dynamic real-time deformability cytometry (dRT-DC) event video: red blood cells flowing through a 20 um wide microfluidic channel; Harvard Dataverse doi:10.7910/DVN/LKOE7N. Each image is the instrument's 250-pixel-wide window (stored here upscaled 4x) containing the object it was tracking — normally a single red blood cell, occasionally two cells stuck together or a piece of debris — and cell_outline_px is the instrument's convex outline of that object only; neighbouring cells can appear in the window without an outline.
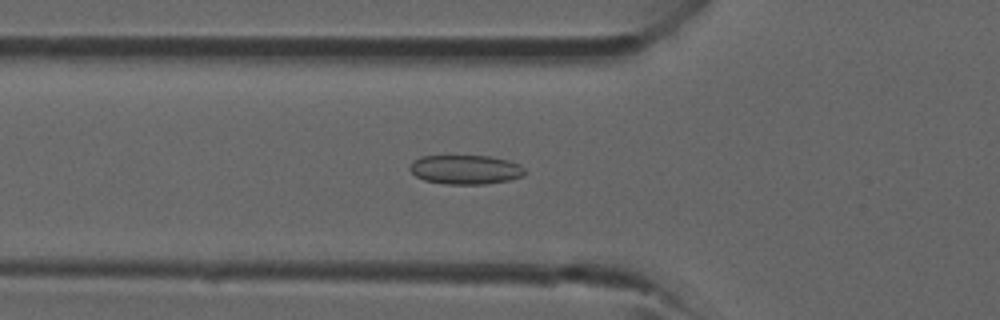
{"species": "common noctule bat (a hibernating species)", "species_latin": "Nyctalus noctula", "temperature_condition": "room temperature", "stored_images_in_passage": 32, "camera_frame_rate_fps": 3000, "um_per_image_px": 0.085, "animal": {"sex": "male", "forearm_length_mm": 52.5}, "frame": {"image": 1, "passage_image": 9, "time_ms": 2.667, "image_size_px": [1000, 320], "cell_outline_px": [[528, 172], [524, 176], [508, 180], [484, 184], [444, 184], [424, 180], [416, 176], [408, 168], [412, 160], [420, 156], [488, 156], [508, 160], [520, 164]], "centroid_in_image_um": [39.57, 14.41], "position_along_channel_um": 86.2, "area_um2": 19.77}}
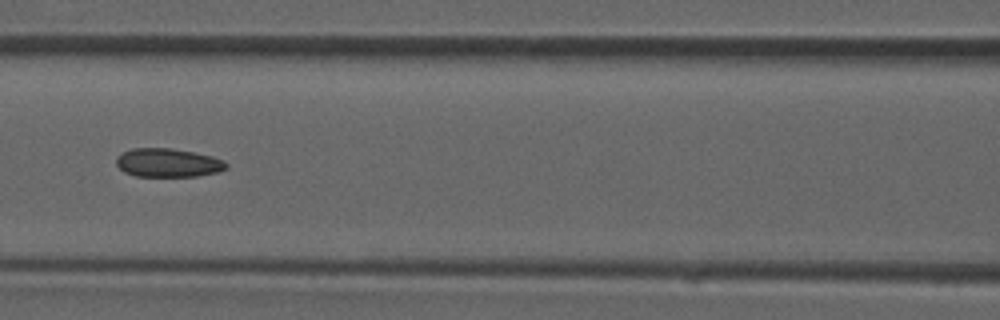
{"frame": {"image": 2, "passage_image": 13, "time_ms": 4.0, "image_size_px": [1000, 320], "cell_outline_px": [[228, 168], [216, 172], [196, 176], [136, 176], [124, 172], [116, 164], [116, 156], [132, 148], [172, 148], [212, 156], [224, 160], [228, 164]], "centroid_in_image_um": [14.27, 13.83], "position_along_channel_um": 152.3, "area_um2": 18.32}}
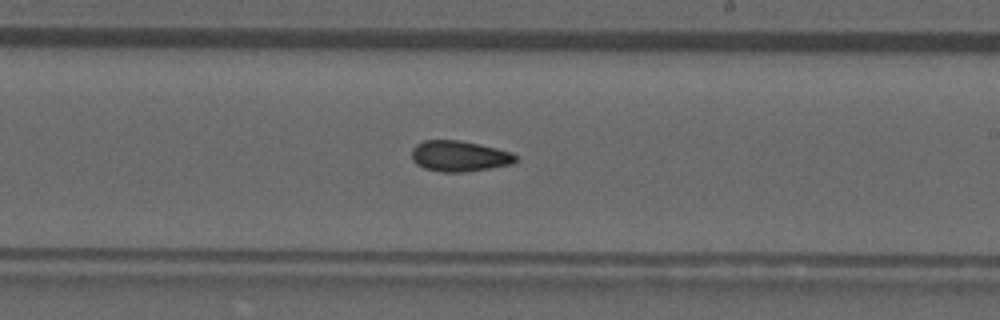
{"frame": {"image": 3, "passage_image": 19, "time_ms": 6.0, "image_size_px": [1000, 320], "cell_outline_px": [[516, 160], [512, 164], [492, 168], [464, 172], [440, 172], [424, 168], [416, 164], [412, 160], [412, 148], [416, 144], [424, 140], [460, 140], [496, 148], [512, 152], [516, 156]], "centroid_in_image_um": [39.02, 13.27], "position_along_channel_um": 250.0, "area_um2": 18.73}}